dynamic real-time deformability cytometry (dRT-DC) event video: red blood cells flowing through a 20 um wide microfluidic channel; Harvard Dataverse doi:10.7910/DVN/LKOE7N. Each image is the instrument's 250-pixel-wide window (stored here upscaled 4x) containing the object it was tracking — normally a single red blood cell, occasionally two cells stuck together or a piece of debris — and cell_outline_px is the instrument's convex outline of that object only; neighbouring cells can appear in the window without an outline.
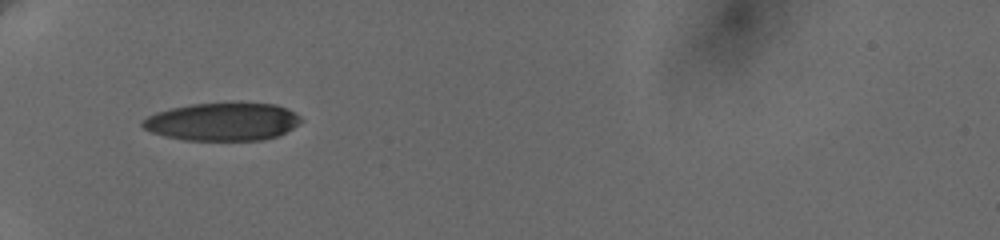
{"species": "human", "species_latin": "Homo sapiens", "temperature_condition": "cold", "stored_images_in_passage": 43, "camera_frame_rate_fps": 3000, "um_per_image_px": 0.085, "donor": {"sex": "female"}, "frame": {"image": 1, "passage_image": 1, "time_ms": 0.0, "image_size_px": [1000, 240], "cell_outline_px": [[304, 120], [292, 128], [276, 136], [264, 140], [184, 140], [152, 132], [144, 128], [140, 124], [148, 116], [156, 112], [172, 108], [192, 104], [276, 104], [300, 116]], "centroid_in_image_um": [18.91, 10.36], "position_along_channel_um": 66.1, "area_um2": 34.33}}
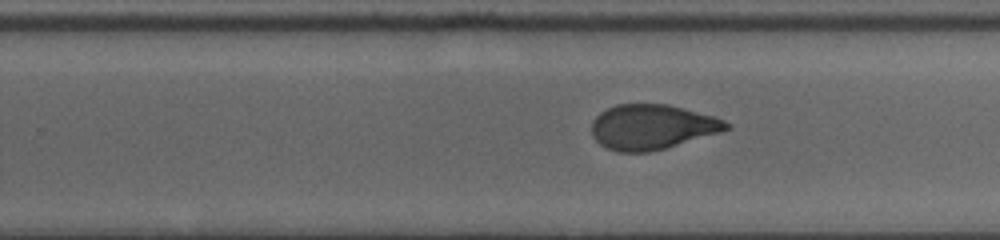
{"frame": {"image": 2, "passage_image": 26, "time_ms": 6.0, "image_size_px": [1000, 240], "cell_outline_px": [[732, 128], [720, 132], [664, 148], [648, 152], [616, 152], [600, 144], [592, 136], [592, 120], [600, 112], [616, 104], [668, 104], [712, 116], [724, 120], [732, 124]], "centroid_in_image_um": [55.4, 10.79], "position_along_channel_um": 274.4, "area_um2": 35.08}}
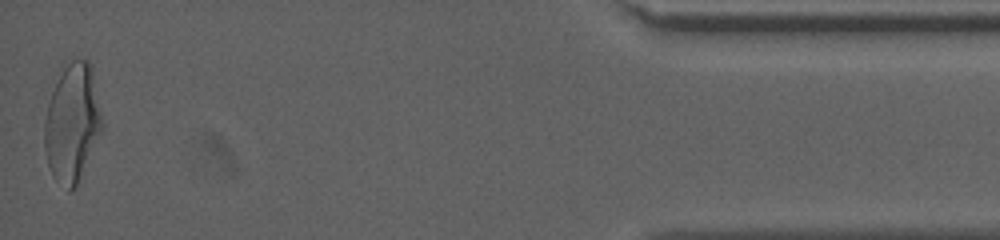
{"frame": {"image": 3, "passage_image": 43, "time_ms": 12.0, "image_size_px": [1000, 240], "cell_outline_px": [[104, 124], [76, 184], [68, 192], [52, 176], [48, 164], [44, 148], [44, 120], [48, 104], [60, 64], [64, 60], [88, 60], [92, 64]], "centroid_in_image_um": [6.12, 10.33], "position_along_channel_um": 429.1, "area_um2": 40.06}, "authors_computed_cell_mechanics": {"area_um2": 36.0672, "velocity_mm_per_s": 3.6539, "shape_relaxation_time_tau1_ms": 5.7603, "shape_relaxation_time_tau2_ms": 1.3927, "deformation_change_tau1": 0.1792, "deformation_change_tau2": 0.0729}}